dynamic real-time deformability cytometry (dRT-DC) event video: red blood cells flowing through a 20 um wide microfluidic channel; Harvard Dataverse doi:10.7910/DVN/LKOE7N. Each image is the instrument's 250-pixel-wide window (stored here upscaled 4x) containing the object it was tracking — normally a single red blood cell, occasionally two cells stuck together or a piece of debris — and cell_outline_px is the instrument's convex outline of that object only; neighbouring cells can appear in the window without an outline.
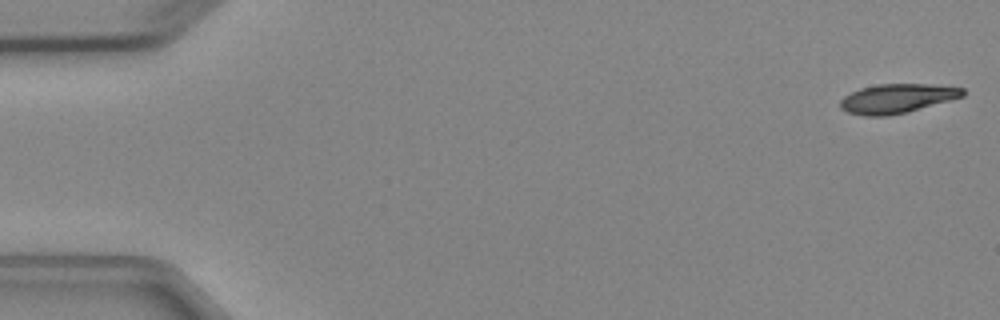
{"species": "Egyptian fruit bat (a non-hibernating species)", "species_latin": "Rousettus aegyptiacus", "temperature_condition": "cold", "stored_images_in_passage": 4, "camera_frame_rate_fps": 3000, "um_per_image_px": 0.085, "animal": {"sex": "female"}, "frame": {"image": 1, "passage_image": 1, "time_ms": 0.0, "image_size_px": [1000, 320], "cell_outline_px": [[964, 96], [952, 100], [908, 112], [888, 116], [864, 116], [848, 112], [840, 108], [840, 100], [844, 96], [860, 88], [880, 84], [932, 84], [964, 88]], "centroid_in_image_um": [76.26, 8.38], "position_along_channel_um": 8.7, "area_um2": 20.98}}
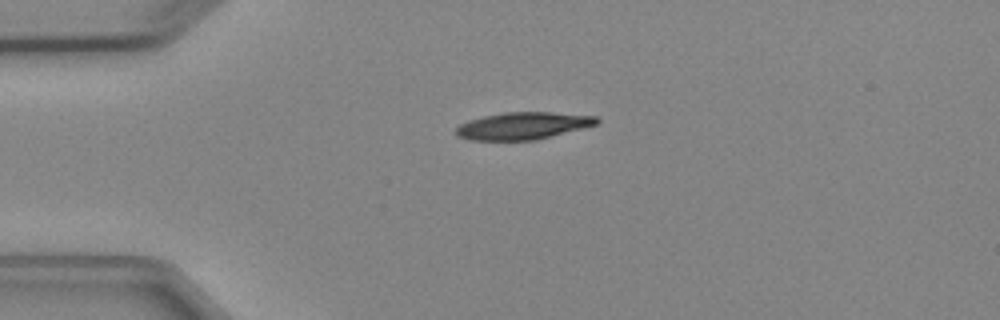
{"frame": {"image": 2, "passage_image": 4, "time_ms": 3.667, "image_size_px": [1000, 320], "cell_outline_px": [[600, 120], [596, 124], [536, 140], [468, 140], [456, 136], [456, 128], [460, 124], [468, 120], [484, 116], [504, 112], [552, 112], [596, 116]], "centroid_in_image_um": [44.4, 10.69], "position_along_channel_um": 40.6, "area_um2": 22.2}}